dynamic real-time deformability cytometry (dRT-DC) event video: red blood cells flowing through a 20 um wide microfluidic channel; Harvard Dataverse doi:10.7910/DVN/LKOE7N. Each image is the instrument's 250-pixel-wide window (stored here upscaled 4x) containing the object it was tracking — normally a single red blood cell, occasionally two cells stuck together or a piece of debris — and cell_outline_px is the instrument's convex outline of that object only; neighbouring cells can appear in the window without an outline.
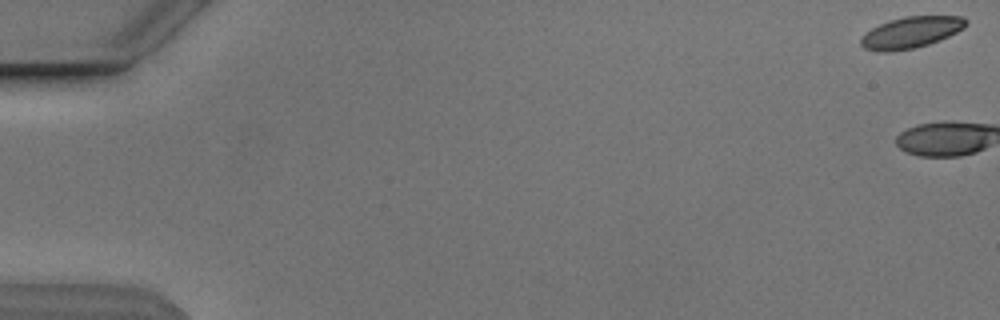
{"species": "Egyptian fruit bat (a non-hibernating species)", "species_latin": "Rousettus aegyptiacus", "temperature_condition": "cold", "stored_images_in_passage": 2, "camera_frame_rate_fps": 3000, "um_per_image_px": 0.085, "animal": {"sex": "male"}, "frame": {"image": 1, "passage_image": 1, "time_ms": 0.0, "image_size_px": [1000, 320], "cell_outline_px": [[968, 24], [964, 28], [948, 36], [928, 44], [912, 48], [892, 52], [880, 52], [864, 48], [860, 44], [860, 40], [872, 28], [888, 20], [904, 16], [960, 16], [968, 20]], "centroid_in_image_um": [77.44, 2.75], "position_along_channel_um": 7.6, "area_um2": 19.07}}